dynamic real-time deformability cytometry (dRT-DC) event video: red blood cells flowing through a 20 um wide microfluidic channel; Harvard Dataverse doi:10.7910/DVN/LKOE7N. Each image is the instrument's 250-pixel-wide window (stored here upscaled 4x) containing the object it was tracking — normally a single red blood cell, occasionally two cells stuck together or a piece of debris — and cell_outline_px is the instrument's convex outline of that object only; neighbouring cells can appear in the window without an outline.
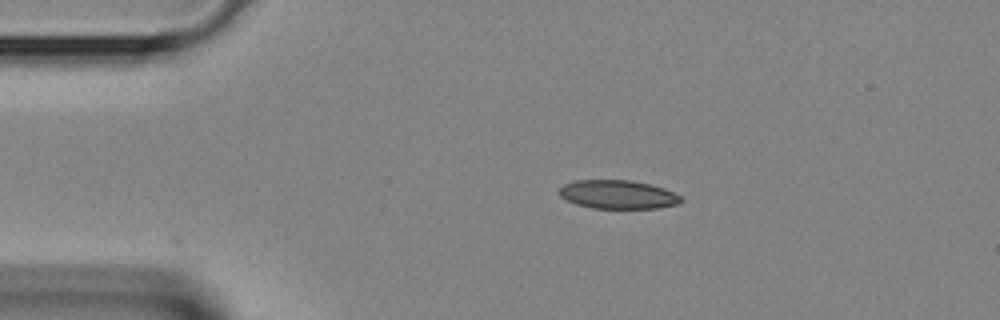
{"species": "Egyptian fruit bat (a non-hibernating species)", "species_latin": "Rousettus aegyptiacus", "temperature_condition": "room temperature", "stored_images_in_passage": 2, "camera_frame_rate_fps": 3000, "um_per_image_px": 0.085, "animal": {"sex": "female"}, "frame": {"image": 1, "passage_image": 1, "time_ms": 0.0, "image_size_px": [1000, 320], "cell_outline_px": [[684, 200], [680, 204], [660, 208], [592, 208], [576, 204], [560, 196], [556, 192], [564, 184], [576, 180], [632, 180], [664, 188], [680, 196]], "centroid_in_image_um": [52.52, 16.53], "position_along_channel_um": 32.5, "area_um2": 20.4}}